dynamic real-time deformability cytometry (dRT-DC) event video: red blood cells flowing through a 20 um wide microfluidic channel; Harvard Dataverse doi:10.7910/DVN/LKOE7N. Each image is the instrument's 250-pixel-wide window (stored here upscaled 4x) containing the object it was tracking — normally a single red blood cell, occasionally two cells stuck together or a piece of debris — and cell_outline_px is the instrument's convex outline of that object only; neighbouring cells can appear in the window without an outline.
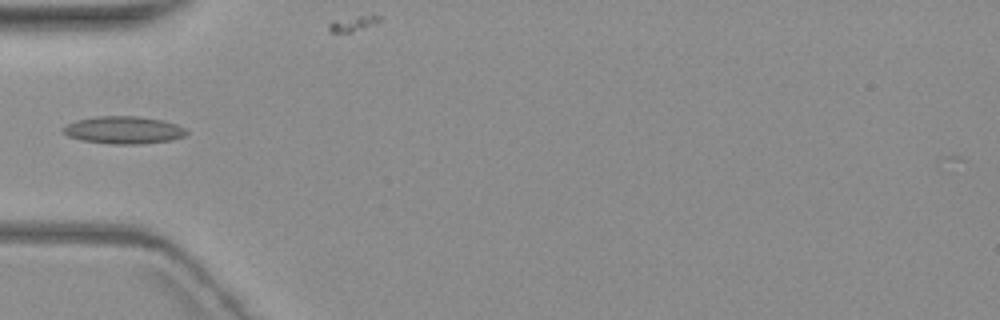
{"species": "common noctule bat (a hibernating species)", "species_latin": "Nyctalus noctula", "temperature_condition": "warm", "stored_images_in_passage": 8, "camera_frame_rate_fps": 3000, "um_per_image_px": 0.085, "animal": {"sex": "female", "body_mass_g": 19.3, "forearm_length_mm": 54.1}, "frame": {"image": 1, "passage_image": 4, "time_ms": 4.667, "image_size_px": [1000, 320], "cell_outline_px": [[188, 132], [184, 136], [172, 140], [140, 144], [112, 144], [80, 140], [68, 136], [60, 128], [76, 120], [96, 116], [136, 116], [164, 120], [176, 124], [184, 128]], "centroid_in_image_um": [10.5, 11.05], "position_along_channel_um": 74.5, "area_um2": 19.83}}
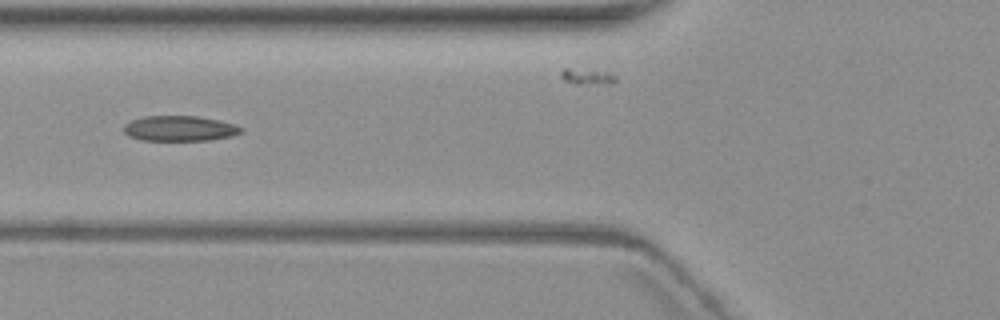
{"frame": {"image": 2, "passage_image": 5, "time_ms": 5.667, "image_size_px": [1000, 320], "cell_outline_px": [[244, 132], [232, 136], [212, 140], [140, 140], [128, 136], [124, 132], [124, 124], [132, 120], [144, 116], [196, 116], [220, 120], [236, 124], [244, 128]], "centroid_in_image_um": [15.32, 10.92], "position_along_channel_um": 110.5, "area_um2": 17.51}}
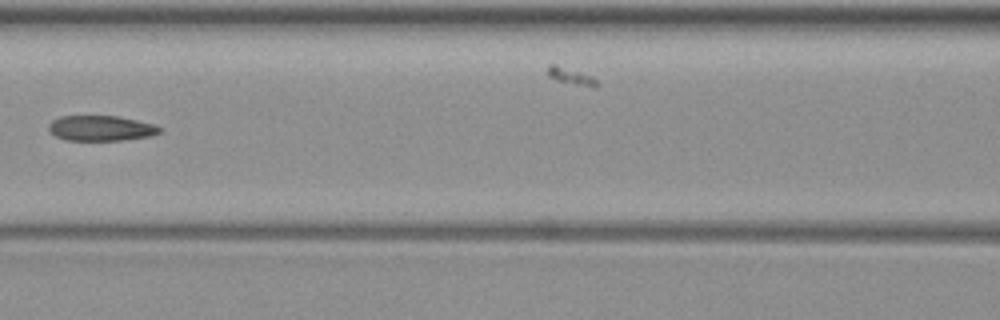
{"frame": {"image": 3, "passage_image": 6, "time_ms": 7.0, "image_size_px": [1000, 320], "cell_outline_px": [[164, 128], [160, 132], [152, 136], [124, 140], [64, 140], [56, 136], [48, 128], [48, 124], [52, 120], [60, 116], [116, 116], [136, 120], [152, 124]], "centroid_in_image_um": [8.59, 10.9], "position_along_channel_um": 158.0, "area_um2": 16.36}}